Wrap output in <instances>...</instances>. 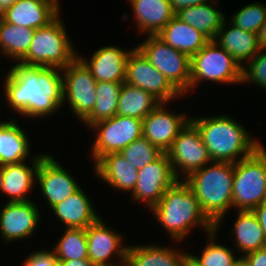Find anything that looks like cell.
I'll list each match as a JSON object with an SVG mask.
<instances>
[{"label": "cell", "instance_id": "1", "mask_svg": "<svg viewBox=\"0 0 266 266\" xmlns=\"http://www.w3.org/2000/svg\"><path fill=\"white\" fill-rule=\"evenodd\" d=\"M6 74L5 102L15 113L39 119L53 115L64 105L62 69L15 62Z\"/></svg>", "mask_w": 266, "mask_h": 266}, {"label": "cell", "instance_id": "2", "mask_svg": "<svg viewBox=\"0 0 266 266\" xmlns=\"http://www.w3.org/2000/svg\"><path fill=\"white\" fill-rule=\"evenodd\" d=\"M212 161L232 162L252 155L262 143L253 139L246 128L229 115L192 117Z\"/></svg>", "mask_w": 266, "mask_h": 266}, {"label": "cell", "instance_id": "3", "mask_svg": "<svg viewBox=\"0 0 266 266\" xmlns=\"http://www.w3.org/2000/svg\"><path fill=\"white\" fill-rule=\"evenodd\" d=\"M150 211L174 242L182 241L196 226L202 227L207 234L215 228L203 214L196 195L184 180H177L169 187Z\"/></svg>", "mask_w": 266, "mask_h": 266}, {"label": "cell", "instance_id": "4", "mask_svg": "<svg viewBox=\"0 0 266 266\" xmlns=\"http://www.w3.org/2000/svg\"><path fill=\"white\" fill-rule=\"evenodd\" d=\"M234 168L232 162L212 161L184 179L196 195L203 214L217 231L232 208Z\"/></svg>", "mask_w": 266, "mask_h": 266}, {"label": "cell", "instance_id": "5", "mask_svg": "<svg viewBox=\"0 0 266 266\" xmlns=\"http://www.w3.org/2000/svg\"><path fill=\"white\" fill-rule=\"evenodd\" d=\"M60 17L61 13L46 26L35 29L27 53L17 63L64 69L78 57Z\"/></svg>", "mask_w": 266, "mask_h": 266}, {"label": "cell", "instance_id": "6", "mask_svg": "<svg viewBox=\"0 0 266 266\" xmlns=\"http://www.w3.org/2000/svg\"><path fill=\"white\" fill-rule=\"evenodd\" d=\"M266 200V149L235 163L232 208L253 211Z\"/></svg>", "mask_w": 266, "mask_h": 266}, {"label": "cell", "instance_id": "7", "mask_svg": "<svg viewBox=\"0 0 266 266\" xmlns=\"http://www.w3.org/2000/svg\"><path fill=\"white\" fill-rule=\"evenodd\" d=\"M206 80L218 84L242 83V68L214 40H210L191 57L190 90Z\"/></svg>", "mask_w": 266, "mask_h": 266}, {"label": "cell", "instance_id": "8", "mask_svg": "<svg viewBox=\"0 0 266 266\" xmlns=\"http://www.w3.org/2000/svg\"><path fill=\"white\" fill-rule=\"evenodd\" d=\"M136 47L184 96L190 91L191 58L166 44L157 35H147Z\"/></svg>", "mask_w": 266, "mask_h": 266}, {"label": "cell", "instance_id": "9", "mask_svg": "<svg viewBox=\"0 0 266 266\" xmlns=\"http://www.w3.org/2000/svg\"><path fill=\"white\" fill-rule=\"evenodd\" d=\"M90 128L95 131L96 137L91 149L94 164L109 153L121 152L143 136V120L121 115L99 121Z\"/></svg>", "mask_w": 266, "mask_h": 266}, {"label": "cell", "instance_id": "10", "mask_svg": "<svg viewBox=\"0 0 266 266\" xmlns=\"http://www.w3.org/2000/svg\"><path fill=\"white\" fill-rule=\"evenodd\" d=\"M166 153L178 180L186 179L212 162L199 130L191 121L179 132Z\"/></svg>", "mask_w": 266, "mask_h": 266}, {"label": "cell", "instance_id": "11", "mask_svg": "<svg viewBox=\"0 0 266 266\" xmlns=\"http://www.w3.org/2000/svg\"><path fill=\"white\" fill-rule=\"evenodd\" d=\"M63 74V102H68L77 119L83 122L93 111L96 102V80L77 57Z\"/></svg>", "mask_w": 266, "mask_h": 266}, {"label": "cell", "instance_id": "12", "mask_svg": "<svg viewBox=\"0 0 266 266\" xmlns=\"http://www.w3.org/2000/svg\"><path fill=\"white\" fill-rule=\"evenodd\" d=\"M125 82L151 93L161 103L183 96L136 46L126 62Z\"/></svg>", "mask_w": 266, "mask_h": 266}, {"label": "cell", "instance_id": "13", "mask_svg": "<svg viewBox=\"0 0 266 266\" xmlns=\"http://www.w3.org/2000/svg\"><path fill=\"white\" fill-rule=\"evenodd\" d=\"M101 218L85 229L88 259L94 266H125L128 245L122 244V234Z\"/></svg>", "mask_w": 266, "mask_h": 266}, {"label": "cell", "instance_id": "14", "mask_svg": "<svg viewBox=\"0 0 266 266\" xmlns=\"http://www.w3.org/2000/svg\"><path fill=\"white\" fill-rule=\"evenodd\" d=\"M177 180L167 153H162L156 160L138 170V179L131 199L143 202L151 210Z\"/></svg>", "mask_w": 266, "mask_h": 266}, {"label": "cell", "instance_id": "15", "mask_svg": "<svg viewBox=\"0 0 266 266\" xmlns=\"http://www.w3.org/2000/svg\"><path fill=\"white\" fill-rule=\"evenodd\" d=\"M166 105L160 103L143 119V136L163 153L170 149L191 118L185 113L170 112Z\"/></svg>", "mask_w": 266, "mask_h": 266}, {"label": "cell", "instance_id": "16", "mask_svg": "<svg viewBox=\"0 0 266 266\" xmlns=\"http://www.w3.org/2000/svg\"><path fill=\"white\" fill-rule=\"evenodd\" d=\"M34 201L6 202L0 210L1 239L11 242L29 238L37 232L41 219Z\"/></svg>", "mask_w": 266, "mask_h": 266}, {"label": "cell", "instance_id": "17", "mask_svg": "<svg viewBox=\"0 0 266 266\" xmlns=\"http://www.w3.org/2000/svg\"><path fill=\"white\" fill-rule=\"evenodd\" d=\"M72 176L51 154H47L40 161L36 181L50 208L80 188Z\"/></svg>", "mask_w": 266, "mask_h": 266}, {"label": "cell", "instance_id": "18", "mask_svg": "<svg viewBox=\"0 0 266 266\" xmlns=\"http://www.w3.org/2000/svg\"><path fill=\"white\" fill-rule=\"evenodd\" d=\"M60 0H17L0 13L8 23L37 29L49 24L61 11Z\"/></svg>", "mask_w": 266, "mask_h": 266}, {"label": "cell", "instance_id": "19", "mask_svg": "<svg viewBox=\"0 0 266 266\" xmlns=\"http://www.w3.org/2000/svg\"><path fill=\"white\" fill-rule=\"evenodd\" d=\"M47 153H39L30 157L31 166L26 162L7 164L2 166V187L0 191L9 196L7 202H28L27 194L34 189L40 161Z\"/></svg>", "mask_w": 266, "mask_h": 266}, {"label": "cell", "instance_id": "20", "mask_svg": "<svg viewBox=\"0 0 266 266\" xmlns=\"http://www.w3.org/2000/svg\"><path fill=\"white\" fill-rule=\"evenodd\" d=\"M134 48L125 51L123 48L102 46L96 50L91 59H86L78 54V58L90 70L96 81L102 82H125L126 62Z\"/></svg>", "mask_w": 266, "mask_h": 266}, {"label": "cell", "instance_id": "21", "mask_svg": "<svg viewBox=\"0 0 266 266\" xmlns=\"http://www.w3.org/2000/svg\"><path fill=\"white\" fill-rule=\"evenodd\" d=\"M94 165L95 175L115 190L130 192L135 190L138 170L124 156L109 153L101 157Z\"/></svg>", "mask_w": 266, "mask_h": 266}, {"label": "cell", "instance_id": "22", "mask_svg": "<svg viewBox=\"0 0 266 266\" xmlns=\"http://www.w3.org/2000/svg\"><path fill=\"white\" fill-rule=\"evenodd\" d=\"M188 252L159 244L128 245L125 266H186Z\"/></svg>", "mask_w": 266, "mask_h": 266}, {"label": "cell", "instance_id": "23", "mask_svg": "<svg viewBox=\"0 0 266 266\" xmlns=\"http://www.w3.org/2000/svg\"><path fill=\"white\" fill-rule=\"evenodd\" d=\"M226 20L217 32L214 41L228 52L242 68L244 66L242 63L244 61L248 63L261 49L258 34L247 32L232 23L228 28Z\"/></svg>", "mask_w": 266, "mask_h": 266}, {"label": "cell", "instance_id": "24", "mask_svg": "<svg viewBox=\"0 0 266 266\" xmlns=\"http://www.w3.org/2000/svg\"><path fill=\"white\" fill-rule=\"evenodd\" d=\"M51 209L66 228L86 229L101 217L81 187Z\"/></svg>", "mask_w": 266, "mask_h": 266}, {"label": "cell", "instance_id": "25", "mask_svg": "<svg viewBox=\"0 0 266 266\" xmlns=\"http://www.w3.org/2000/svg\"><path fill=\"white\" fill-rule=\"evenodd\" d=\"M138 33L157 35L175 16L170 0H130Z\"/></svg>", "mask_w": 266, "mask_h": 266}, {"label": "cell", "instance_id": "26", "mask_svg": "<svg viewBox=\"0 0 266 266\" xmlns=\"http://www.w3.org/2000/svg\"><path fill=\"white\" fill-rule=\"evenodd\" d=\"M157 36L190 58L210 41L203 33L176 16L163 27Z\"/></svg>", "mask_w": 266, "mask_h": 266}, {"label": "cell", "instance_id": "27", "mask_svg": "<svg viewBox=\"0 0 266 266\" xmlns=\"http://www.w3.org/2000/svg\"><path fill=\"white\" fill-rule=\"evenodd\" d=\"M15 118L0 122V165L16 164L28 159L29 138Z\"/></svg>", "mask_w": 266, "mask_h": 266}, {"label": "cell", "instance_id": "28", "mask_svg": "<svg viewBox=\"0 0 266 266\" xmlns=\"http://www.w3.org/2000/svg\"><path fill=\"white\" fill-rule=\"evenodd\" d=\"M238 216L233 224L231 234L234 236V245L241 254L240 258L248 253L266 247V240L260 222L253 211L238 210Z\"/></svg>", "mask_w": 266, "mask_h": 266}, {"label": "cell", "instance_id": "29", "mask_svg": "<svg viewBox=\"0 0 266 266\" xmlns=\"http://www.w3.org/2000/svg\"><path fill=\"white\" fill-rule=\"evenodd\" d=\"M214 4H217V0H213L211 3L185 7L177 12L175 16L203 33L210 40H214L226 19L225 15L217 10Z\"/></svg>", "mask_w": 266, "mask_h": 266}, {"label": "cell", "instance_id": "30", "mask_svg": "<svg viewBox=\"0 0 266 266\" xmlns=\"http://www.w3.org/2000/svg\"><path fill=\"white\" fill-rule=\"evenodd\" d=\"M160 103L151 93L123 82L118 98L117 115L143 120Z\"/></svg>", "mask_w": 266, "mask_h": 266}, {"label": "cell", "instance_id": "31", "mask_svg": "<svg viewBox=\"0 0 266 266\" xmlns=\"http://www.w3.org/2000/svg\"><path fill=\"white\" fill-rule=\"evenodd\" d=\"M35 29L20 27L0 18V52L12 61H19L28 51Z\"/></svg>", "mask_w": 266, "mask_h": 266}, {"label": "cell", "instance_id": "32", "mask_svg": "<svg viewBox=\"0 0 266 266\" xmlns=\"http://www.w3.org/2000/svg\"><path fill=\"white\" fill-rule=\"evenodd\" d=\"M123 82H96V102L92 113L83 121L90 128L93 124L117 115L118 98Z\"/></svg>", "mask_w": 266, "mask_h": 266}, {"label": "cell", "instance_id": "33", "mask_svg": "<svg viewBox=\"0 0 266 266\" xmlns=\"http://www.w3.org/2000/svg\"><path fill=\"white\" fill-rule=\"evenodd\" d=\"M217 233L214 228L206 234L209 241L199 256L188 253L186 266H233L239 260L240 257L236 258L230 248L216 241Z\"/></svg>", "mask_w": 266, "mask_h": 266}, {"label": "cell", "instance_id": "34", "mask_svg": "<svg viewBox=\"0 0 266 266\" xmlns=\"http://www.w3.org/2000/svg\"><path fill=\"white\" fill-rule=\"evenodd\" d=\"M57 261L88 259V244L83 228H65L52 249Z\"/></svg>", "mask_w": 266, "mask_h": 266}, {"label": "cell", "instance_id": "35", "mask_svg": "<svg viewBox=\"0 0 266 266\" xmlns=\"http://www.w3.org/2000/svg\"><path fill=\"white\" fill-rule=\"evenodd\" d=\"M125 160L137 170L156 160L163 152L151 144L144 136L136 139L120 152Z\"/></svg>", "mask_w": 266, "mask_h": 266}, {"label": "cell", "instance_id": "36", "mask_svg": "<svg viewBox=\"0 0 266 266\" xmlns=\"http://www.w3.org/2000/svg\"><path fill=\"white\" fill-rule=\"evenodd\" d=\"M266 19V5L260 2L247 4L235 12L230 22L247 32L258 34L261 25Z\"/></svg>", "mask_w": 266, "mask_h": 266}, {"label": "cell", "instance_id": "37", "mask_svg": "<svg viewBox=\"0 0 266 266\" xmlns=\"http://www.w3.org/2000/svg\"><path fill=\"white\" fill-rule=\"evenodd\" d=\"M266 49L259 52L242 67V84L254 83L266 90ZM246 82V83H245Z\"/></svg>", "mask_w": 266, "mask_h": 266}, {"label": "cell", "instance_id": "38", "mask_svg": "<svg viewBox=\"0 0 266 266\" xmlns=\"http://www.w3.org/2000/svg\"><path fill=\"white\" fill-rule=\"evenodd\" d=\"M26 257L27 259L22 263V266H58L55 254L51 250L33 251Z\"/></svg>", "mask_w": 266, "mask_h": 266}, {"label": "cell", "instance_id": "39", "mask_svg": "<svg viewBox=\"0 0 266 266\" xmlns=\"http://www.w3.org/2000/svg\"><path fill=\"white\" fill-rule=\"evenodd\" d=\"M242 258L248 266H266V247L248 253Z\"/></svg>", "mask_w": 266, "mask_h": 266}, {"label": "cell", "instance_id": "40", "mask_svg": "<svg viewBox=\"0 0 266 266\" xmlns=\"http://www.w3.org/2000/svg\"><path fill=\"white\" fill-rule=\"evenodd\" d=\"M213 0H170L173 12L176 14L181 9L211 2Z\"/></svg>", "mask_w": 266, "mask_h": 266}, {"label": "cell", "instance_id": "41", "mask_svg": "<svg viewBox=\"0 0 266 266\" xmlns=\"http://www.w3.org/2000/svg\"><path fill=\"white\" fill-rule=\"evenodd\" d=\"M253 212L256 214L266 240V200L257 206Z\"/></svg>", "mask_w": 266, "mask_h": 266}, {"label": "cell", "instance_id": "42", "mask_svg": "<svg viewBox=\"0 0 266 266\" xmlns=\"http://www.w3.org/2000/svg\"><path fill=\"white\" fill-rule=\"evenodd\" d=\"M58 266H94L89 259L57 261Z\"/></svg>", "mask_w": 266, "mask_h": 266}, {"label": "cell", "instance_id": "43", "mask_svg": "<svg viewBox=\"0 0 266 266\" xmlns=\"http://www.w3.org/2000/svg\"><path fill=\"white\" fill-rule=\"evenodd\" d=\"M258 41L261 49H266V19L258 32Z\"/></svg>", "mask_w": 266, "mask_h": 266}, {"label": "cell", "instance_id": "44", "mask_svg": "<svg viewBox=\"0 0 266 266\" xmlns=\"http://www.w3.org/2000/svg\"><path fill=\"white\" fill-rule=\"evenodd\" d=\"M17 0H0V13L7 7L12 6Z\"/></svg>", "mask_w": 266, "mask_h": 266}, {"label": "cell", "instance_id": "45", "mask_svg": "<svg viewBox=\"0 0 266 266\" xmlns=\"http://www.w3.org/2000/svg\"><path fill=\"white\" fill-rule=\"evenodd\" d=\"M233 266H248V264L244 261L243 258H239V260Z\"/></svg>", "mask_w": 266, "mask_h": 266}, {"label": "cell", "instance_id": "46", "mask_svg": "<svg viewBox=\"0 0 266 266\" xmlns=\"http://www.w3.org/2000/svg\"><path fill=\"white\" fill-rule=\"evenodd\" d=\"M2 166L0 165V189L2 187Z\"/></svg>", "mask_w": 266, "mask_h": 266}]
</instances>
